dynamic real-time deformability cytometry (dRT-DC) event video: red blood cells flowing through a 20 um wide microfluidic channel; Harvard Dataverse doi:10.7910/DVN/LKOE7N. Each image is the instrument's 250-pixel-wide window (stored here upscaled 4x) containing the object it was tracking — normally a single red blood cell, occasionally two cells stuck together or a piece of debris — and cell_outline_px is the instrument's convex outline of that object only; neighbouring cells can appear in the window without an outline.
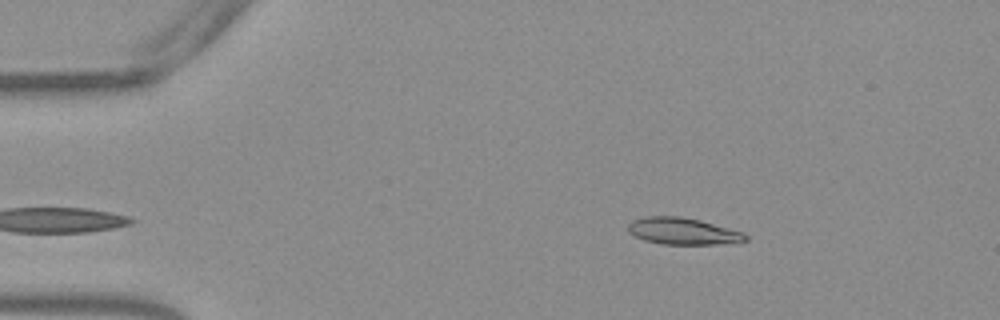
{"species": "Egyptian fruit bat (a non-hibernating species)", "species_latin": "Rousettus aegyptiacus", "temperature_condition": "warm", "stored_images_in_passage": 46, "camera_frame_rate_fps": 3000, "um_per_image_px": 0.085, "frame": {"image": 1, "passage_image": 2, "time_ms": 0.333, "image_size_px": [1000, 320], "cell_outline_px": [[748, 240], [716, 244], [660, 244], [644, 240], [628, 232], [628, 224], [632, 220], [644, 216], [680, 216], [700, 220], [744, 232], [748, 236]], "centroid_in_image_um": [58.02, 19.64], "position_along_channel_um": 27.0, "area_um2": 18.32}}
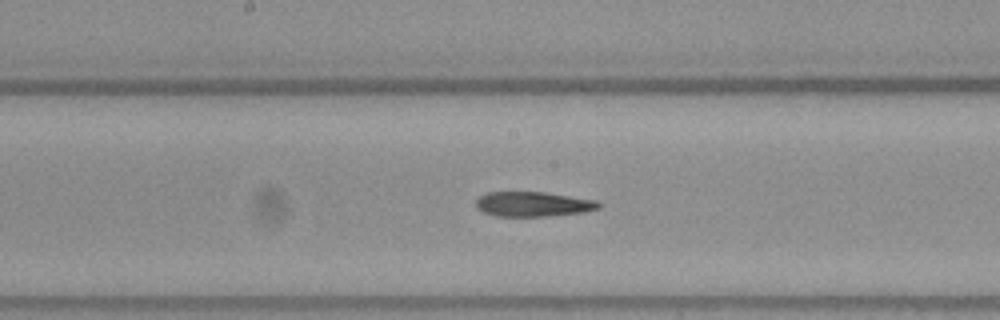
{"frame": {"image": 2, "passage_image": 21, "time_ms": 6.667, "image_size_px": [1000, 320], "cell_outline_px": [[604, 204], [600, 208], [584, 212], [548, 216], [496, 216], [484, 212], [476, 208], [476, 200], [484, 192], [544, 192], [596, 200]], "centroid_in_image_um": [45.33, 17.35], "position_along_channel_um": 202.9, "area_um2": 17.86}}
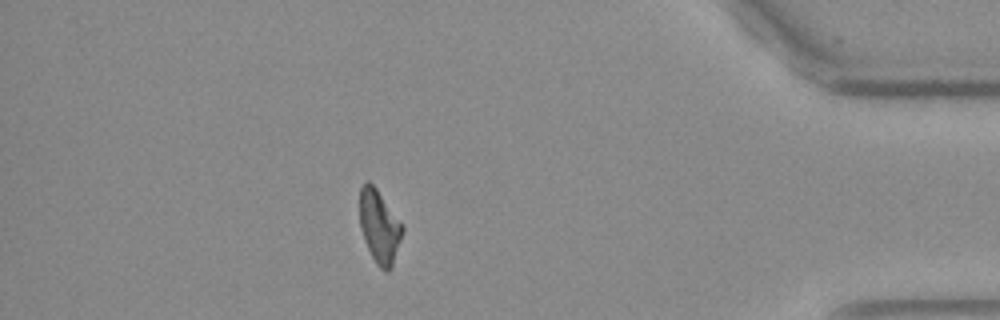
{"frame": {"image": 3, "passage_image": 40, "time_ms": 13.0, "image_size_px": [1000, 320], "cell_outline_px": [[404, 232], [392, 268], [388, 272], [384, 272], [376, 264], [364, 240], [360, 228], [360, 188], [368, 180], [376, 188], [404, 224]], "centroid_in_image_um": [32.28, 19.29], "position_along_channel_um": 402.9, "area_um2": 18.5}}